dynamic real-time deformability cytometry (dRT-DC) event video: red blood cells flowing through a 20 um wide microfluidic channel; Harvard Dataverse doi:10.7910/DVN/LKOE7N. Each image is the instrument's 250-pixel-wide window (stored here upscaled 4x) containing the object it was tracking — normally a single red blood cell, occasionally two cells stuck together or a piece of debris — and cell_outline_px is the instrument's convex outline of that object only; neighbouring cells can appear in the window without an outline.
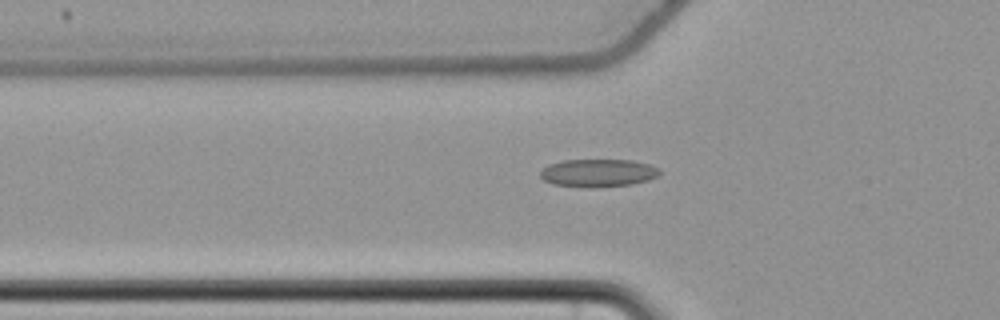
{"species": "common noctule bat (a hibernating species)", "species_latin": "Nyctalus noctula", "temperature_condition": "cold", "stored_images_in_passage": 40, "camera_frame_rate_fps": 3000, "um_per_image_px": 0.085, "animal": {"sex": "female", "body_mass_g": 22.7, "forearm_length_mm": 54.2}, "frame": {"image": 1, "passage_image": 4, "time_ms": 1.0, "image_size_px": [1000, 320], "cell_outline_px": [[660, 172], [656, 176], [648, 180], [632, 184], [592, 188], [588, 188], [552, 184], [544, 180], [540, 176], [540, 172], [548, 164], [564, 160], [632, 160], [648, 164], [660, 168]], "centroid_in_image_um": [50.82, 14.7], "position_along_channel_um": 75.0, "area_um2": 19.42}}
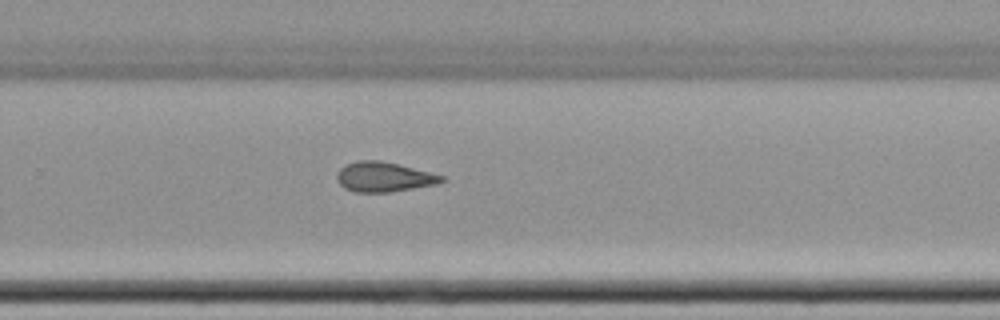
{"frame": {"image": 2, "passage_image": 22, "time_ms": 7.0, "image_size_px": [1000, 320], "cell_outline_px": [[444, 180], [436, 184], [388, 192], [352, 192], [344, 188], [340, 184], [336, 176], [336, 172], [340, 168], [356, 160], [380, 160], [400, 164], [444, 176]], "centroid_in_image_um": [32.59, 15.03], "position_along_channel_um": 297.2, "area_um2": 18.15}}
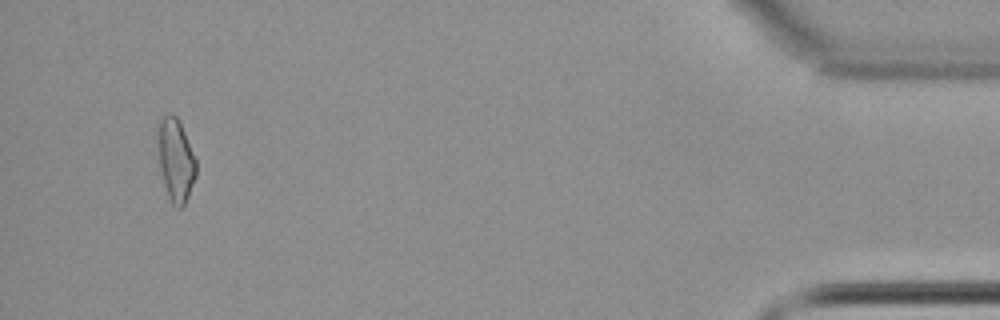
{"frame": {"image": 3, "passage_image": 38, "time_ms": 12.333, "image_size_px": [1000, 320], "cell_outline_px": [[196, 176], [188, 196], [184, 204], [180, 208], [176, 208], [172, 204], [168, 196], [164, 184], [160, 168], [160, 116], [168, 112], [172, 112], [176, 116], [184, 132], [196, 160]], "centroid_in_image_um": [14.96, 13.62], "position_along_channel_um": 420.2, "area_um2": 17.86}, "authors_computed_cell_mechanics": {"area_um2": 18.0336, "velocity_mm_per_s": 3.71, "shape_relaxation_time_tau1_ms": null, "shape_relaxation_time_tau2_ms": 6.4706, "deformation_change_tau1": null, "deformation_change_tau2": 0.1573}}